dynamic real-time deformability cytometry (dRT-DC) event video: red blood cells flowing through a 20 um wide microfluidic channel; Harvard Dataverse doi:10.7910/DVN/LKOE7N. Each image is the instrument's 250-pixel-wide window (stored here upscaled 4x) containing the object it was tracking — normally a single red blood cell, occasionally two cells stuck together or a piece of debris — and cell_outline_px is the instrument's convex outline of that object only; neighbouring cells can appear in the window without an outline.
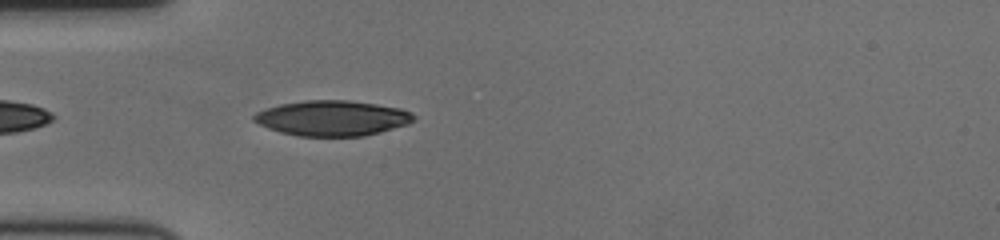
{"species": "human", "species_latin": "Homo sapiens", "temperature_condition": "cold", "stored_images_in_passage": 19, "camera_frame_rate_fps": 3000, "um_per_image_px": 0.085, "donor": {"sex": "female"}, "frame": {"image": 1, "passage_image": 3, "time_ms": 0.667, "image_size_px": [1000, 240], "cell_outline_px": [[416, 120], [408, 124], [380, 132], [364, 136], [296, 136], [280, 132], [268, 128], [252, 120], [252, 116], [256, 112], [264, 108], [280, 104], [304, 100], [348, 100], [376, 104], [400, 108], [412, 112], [416, 116]], "centroid_in_image_um": [28.24, 10.04], "position_along_channel_um": 56.8, "area_um2": 33.12}}
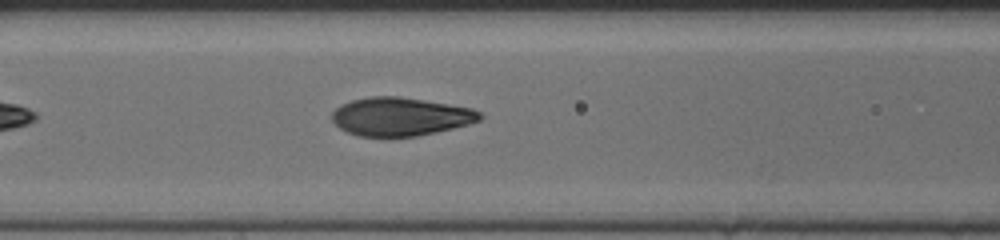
{"frame": {"image": 2, "passage_image": 10, "time_ms": 3.0, "image_size_px": [1000, 240], "cell_outline_px": [[484, 116], [480, 120], [468, 124], [452, 128], [416, 136], [360, 136], [348, 132], [340, 128], [332, 120], [332, 112], [340, 104], [352, 100], [372, 96], [400, 96], [472, 108], [480, 112]], "centroid_in_image_um": [34.03, 9.9], "position_along_channel_um": 132.6, "area_um2": 32.83}}
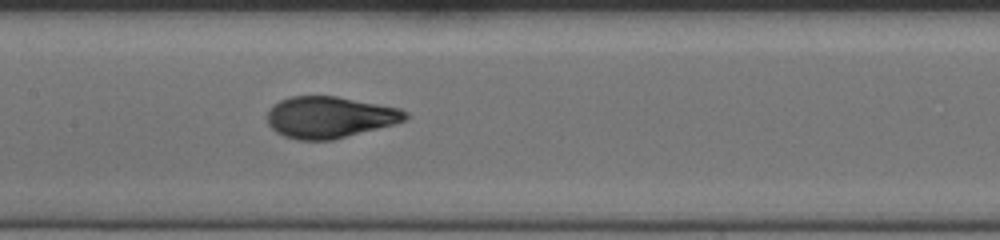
{"frame": {"image": 3, "passage_image": 14, "time_ms": 4.333, "image_size_px": [1000, 240], "cell_outline_px": [[408, 116], [404, 120], [392, 124], [332, 140], [296, 140], [284, 136], [276, 132], [268, 124], [264, 116], [268, 108], [272, 104], [280, 100], [292, 96], [336, 96], [400, 108], [408, 112]], "centroid_in_image_um": [27.94, 9.96], "position_along_channel_um": 179.5, "area_um2": 33.47}}